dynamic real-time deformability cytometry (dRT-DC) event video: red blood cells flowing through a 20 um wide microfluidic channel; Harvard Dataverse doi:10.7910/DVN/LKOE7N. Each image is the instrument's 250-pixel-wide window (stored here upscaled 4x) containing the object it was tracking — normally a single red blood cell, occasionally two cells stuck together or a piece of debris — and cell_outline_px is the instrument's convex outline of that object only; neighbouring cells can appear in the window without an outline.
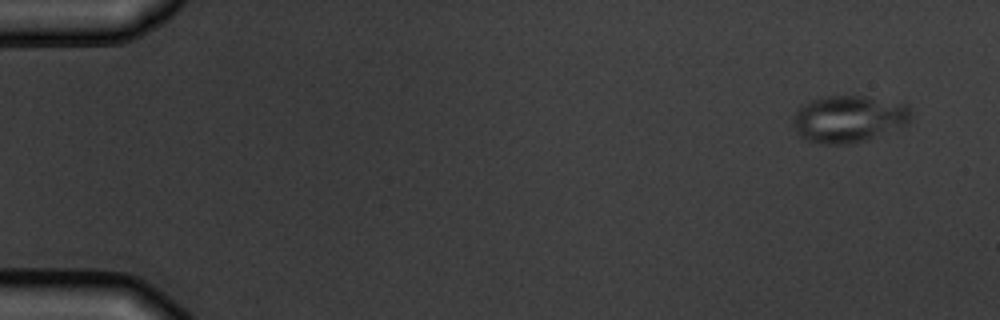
{"species": "common noctule bat (a hibernating species)", "species_latin": "Nyctalus noctula", "temperature_condition": "warm", "stored_images_in_passage": 5, "camera_frame_rate_fps": 3000, "um_per_image_px": 0.085, "animal": {"sex": "male", "body_mass_g": 19.5, "forearm_length_mm": 54.6}, "frame": {"image": 1, "passage_image": 1, "time_ms": 0.0, "image_size_px": [1000, 320], "cell_outline_px": [[912, 116], [908, 124], [868, 140], [848, 144], [820, 144], [804, 140], [796, 132], [792, 124], [792, 120], [796, 112], [804, 104], [812, 100], [824, 96], [868, 96], [904, 104], [912, 112]], "centroid_in_image_um": [72.13, 10.12], "position_along_channel_um": 12.9, "area_um2": 32.48}}